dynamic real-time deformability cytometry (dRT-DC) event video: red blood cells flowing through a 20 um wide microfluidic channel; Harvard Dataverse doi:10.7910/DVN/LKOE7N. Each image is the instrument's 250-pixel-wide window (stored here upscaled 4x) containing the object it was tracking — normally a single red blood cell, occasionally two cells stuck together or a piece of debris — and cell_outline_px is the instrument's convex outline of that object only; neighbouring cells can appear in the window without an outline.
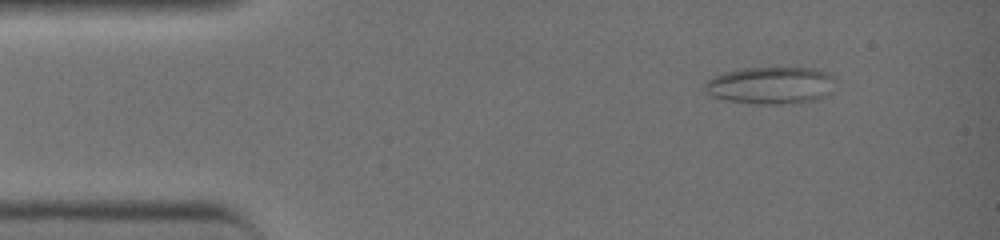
{"species": "common noctule bat (a hibernating species)", "species_latin": "Nyctalus noctula", "temperature_condition": "warm", "stored_images_in_passage": 43, "camera_frame_rate_fps": 3000, "um_per_image_px": 0.085, "animal": {"sex": "female", "body_mass_g": 19.0, "forearm_length_mm": 51.5}, "frame": {"image": 1, "passage_image": 5, "time_ms": 1.333, "image_size_px": [1000, 240], "cell_outline_px": [[836, 76], [832, 92], [816, 100], [784, 104], [756, 104], [724, 100], [708, 96], [704, 92], [704, 84], [712, 76], [740, 68], [816, 68], [828, 72]], "centroid_in_image_um": [65.51, 7.26], "position_along_channel_um": 19.5, "area_um2": 28.9}}
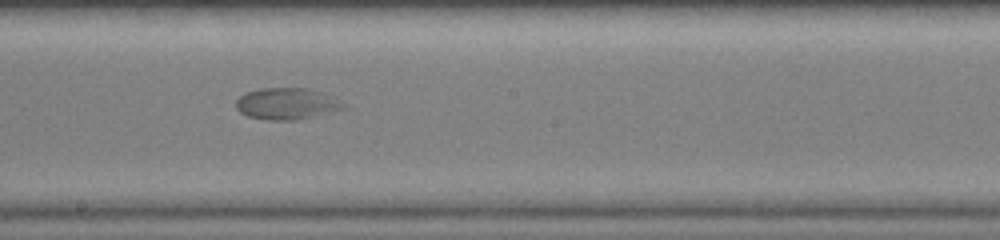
{"frame": {"image": 2, "passage_image": 24, "time_ms": 7.667, "image_size_px": [1000, 240], "cell_outline_px": [[352, 104], [348, 108], [316, 116], [296, 120], [268, 120], [248, 116], [240, 112], [236, 108], [236, 100], [244, 92], [260, 88], [308, 88], [336, 96]], "centroid_in_image_um": [24.5, 8.81], "position_along_channel_um": 223.7, "area_um2": 20.46}}
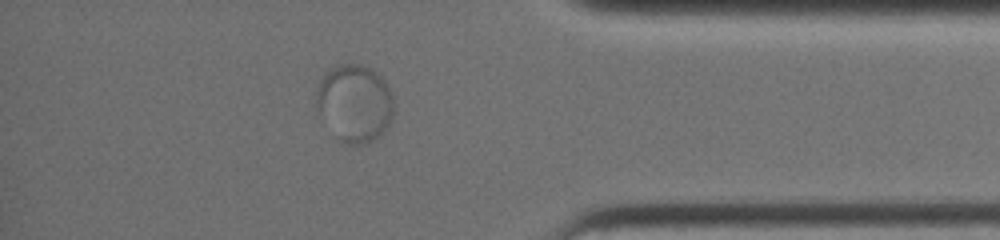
{"frame": {"image": 3, "passage_image": 37, "time_ms": 12.0, "image_size_px": [1000, 240], "cell_outline_px": [[392, 116], [388, 128], [376, 140], [368, 144], [344, 144], [336, 136], [316, 108], [316, 84], [324, 72], [340, 64], [360, 64], [372, 68], [384, 80], [392, 96]], "centroid_in_image_um": [30.13, 8.77], "position_along_channel_um": 405.1, "area_um2": 35.2}}